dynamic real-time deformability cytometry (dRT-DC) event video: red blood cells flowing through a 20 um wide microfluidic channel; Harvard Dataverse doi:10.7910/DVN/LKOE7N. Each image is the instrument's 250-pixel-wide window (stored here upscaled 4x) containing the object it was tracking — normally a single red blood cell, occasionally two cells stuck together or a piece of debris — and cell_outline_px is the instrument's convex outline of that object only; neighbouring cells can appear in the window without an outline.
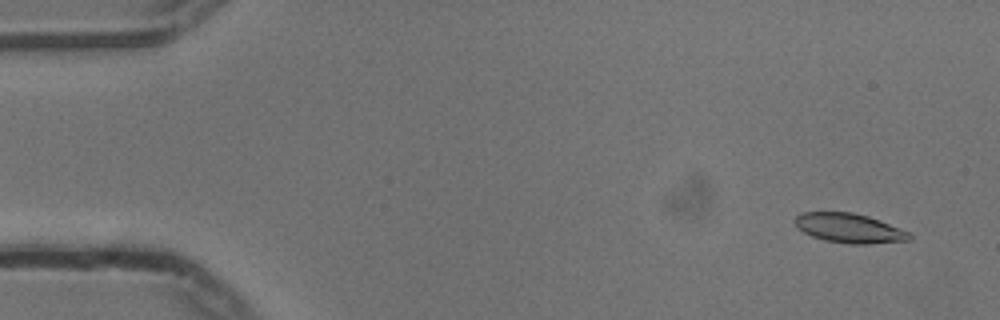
{"species": "common noctule bat (a hibernating species)", "species_latin": "Nyctalus noctula", "temperature_condition": "cold", "stored_images_in_passage": 55, "camera_frame_rate_fps": 3000, "um_per_image_px": 0.085, "animal": {"sex": "male", "body_mass_g": 13.3}, "frame": {"image": 1, "passage_image": 4, "time_ms": 1.0, "image_size_px": [1000, 320], "cell_outline_px": [[912, 240], [868, 244], [848, 244], [824, 240], [812, 236], [804, 232], [792, 220], [800, 212], [852, 212], [868, 216], [880, 220], [908, 232], [912, 236]], "centroid_in_image_um": [72.18, 19.39], "position_along_channel_um": 12.8, "area_um2": 19.65}}
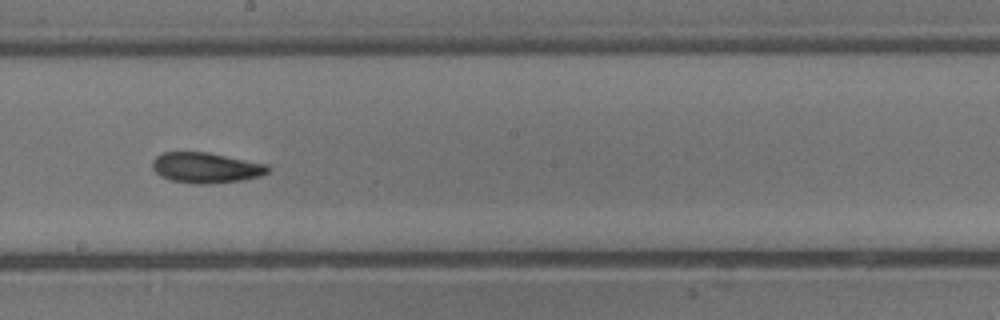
{"frame": {"image": 2, "passage_image": 31, "time_ms": 10.0, "image_size_px": [1000, 320], "cell_outline_px": [[272, 168], [268, 172], [260, 176], [244, 180], [208, 184], [196, 184], [172, 180], [160, 176], [152, 168], [152, 160], [156, 156], [164, 152], [208, 152], [268, 164]], "centroid_in_image_um": [17.53, 14.25], "position_along_channel_um": 230.7, "area_um2": 20.69}}
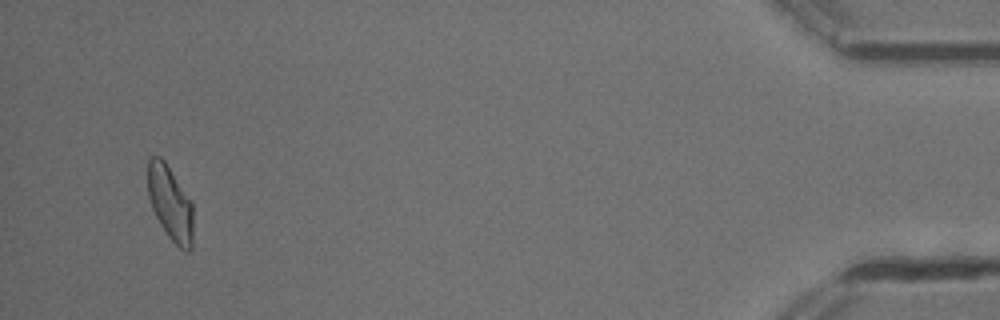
{"frame": {"image": 3, "passage_image": 53, "time_ms": 17.333, "image_size_px": [1000, 320], "cell_outline_px": [[192, 248], [188, 252], [184, 252], [168, 236], [160, 224], [152, 208], [148, 196], [148, 160], [152, 156], [160, 156], [164, 160], [192, 204]], "centroid_in_image_um": [14.46, 17.29], "position_along_channel_um": 420.7, "area_um2": 19.36}, "authors_computed_cell_mechanics": {"area_um2": 19.7676, "velocity_mm_per_s": 3.7358, "shape_relaxation_time_tau1_ms": 4.0574, "shape_relaxation_time_tau2_ms": 4.2575, "deformation_change_tau1": 0.1461, "deformation_change_tau2": 0.115}}